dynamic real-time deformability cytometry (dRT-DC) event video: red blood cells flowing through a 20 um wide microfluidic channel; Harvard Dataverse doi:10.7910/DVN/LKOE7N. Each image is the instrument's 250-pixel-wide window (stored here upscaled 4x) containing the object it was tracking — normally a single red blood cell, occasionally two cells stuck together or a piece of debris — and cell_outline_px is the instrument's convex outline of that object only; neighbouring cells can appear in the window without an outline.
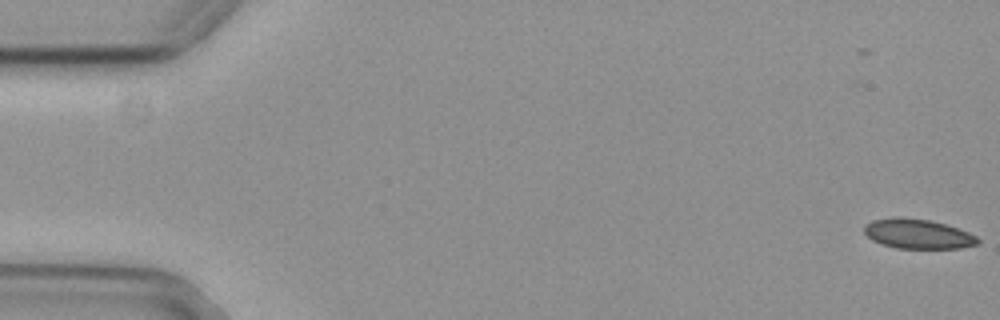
{"species": "common noctule bat (a hibernating species)", "species_latin": "Nyctalus noctula", "temperature_condition": "cold", "stored_images_in_passage": 56, "camera_frame_rate_fps": 3000, "um_per_image_px": 0.085, "animal": {"sex": "female", "body_mass_g": 29.2, "forearm_length_mm": 56.3}, "frame": {"image": 1, "passage_image": 1, "time_ms": 0.0, "image_size_px": [1000, 320], "cell_outline_px": [[980, 244], [960, 248], [896, 248], [880, 244], [872, 240], [864, 232], [864, 224], [872, 220], [896, 216], [900, 216], [928, 220], [944, 224], [968, 232], [976, 236], [980, 240]], "centroid_in_image_um": [77.98, 19.88], "position_along_channel_um": 7.0, "area_um2": 19.71}}
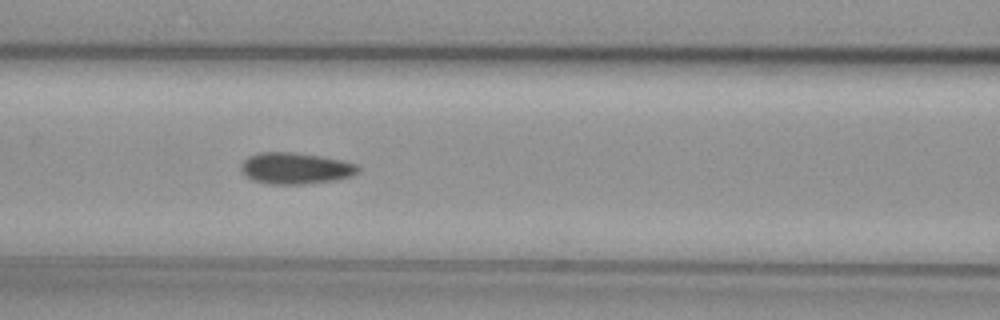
{"frame": {"image": 2, "passage_image": 24, "time_ms": 7.667, "image_size_px": [1000, 320], "cell_outline_px": [[360, 172], [352, 176], [336, 180], [304, 184], [268, 184], [252, 180], [240, 172], [240, 164], [248, 156], [260, 152], [292, 152], [320, 156], [340, 160], [356, 164], [360, 168]], "centroid_in_image_um": [25.09, 14.31], "position_along_channel_um": 141.5, "area_um2": 21.62}}
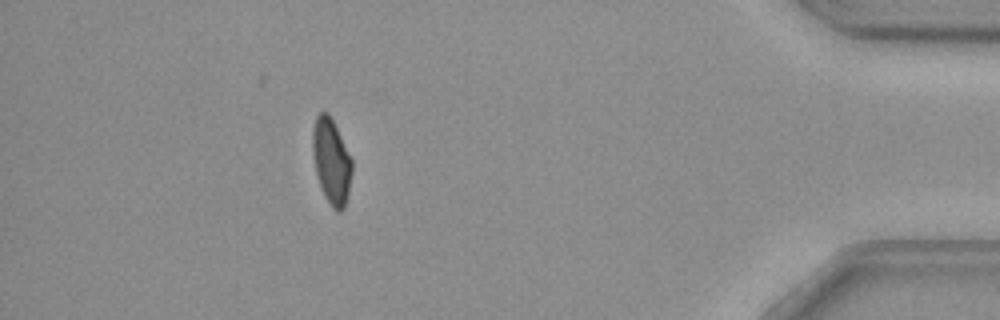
{"frame": {"image": 3, "passage_image": 50, "time_ms": 16.333, "image_size_px": [1000, 320], "cell_outline_px": [[352, 172], [348, 192], [344, 208], [340, 212], [336, 212], [332, 208], [324, 196], [316, 172], [312, 152], [312, 128], [316, 116], [320, 112], [328, 112], [352, 160]], "centroid_in_image_um": [28.15, 13.72], "position_along_channel_um": 407.0, "area_um2": 19.42}, "authors_computed_cell_mechanics": {"area_um2": 20.7791, "velocity_mm_per_s": 3.7126, "shape_relaxation_time_tau1_ms": null, "shape_relaxation_time_tau2_ms": 8.858, "deformation_change_tau1": null, "deformation_change_tau2": 0.1146}}